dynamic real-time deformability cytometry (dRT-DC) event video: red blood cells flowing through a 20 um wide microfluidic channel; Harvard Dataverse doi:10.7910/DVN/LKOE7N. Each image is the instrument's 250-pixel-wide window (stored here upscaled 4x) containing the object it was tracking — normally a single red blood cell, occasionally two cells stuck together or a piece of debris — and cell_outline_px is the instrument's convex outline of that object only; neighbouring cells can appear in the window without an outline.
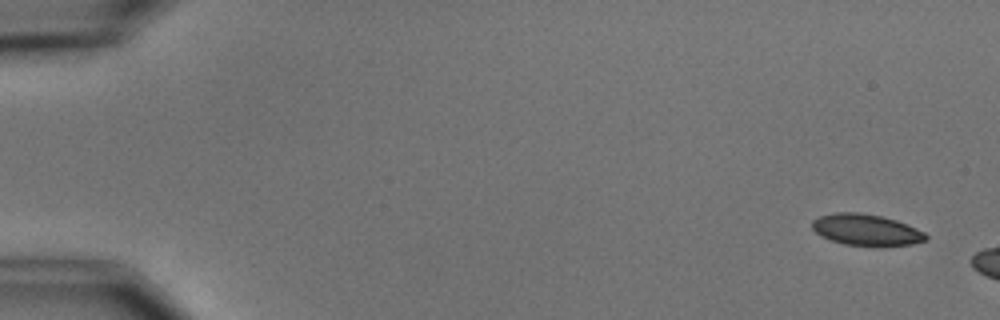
{"species": "common noctule bat (a hibernating species)", "species_latin": "Nyctalus noctula", "temperature_condition": "cold", "stored_images_in_passage": 3, "camera_frame_rate_fps": 3000, "um_per_image_px": 0.085, "animal": {"sex": "male", "body_mass_g": 15.6}, "frame": {"image": 1, "passage_image": 1, "time_ms": 0.0, "image_size_px": [1000, 320], "cell_outline_px": [[928, 240], [912, 244], [844, 244], [820, 236], [812, 228], [812, 220], [820, 216], [832, 212], [860, 212], [880, 216], [896, 220], [916, 228], [924, 232], [928, 236]], "centroid_in_image_um": [73.6, 19.5], "position_along_channel_um": 11.4, "area_um2": 20.29}}